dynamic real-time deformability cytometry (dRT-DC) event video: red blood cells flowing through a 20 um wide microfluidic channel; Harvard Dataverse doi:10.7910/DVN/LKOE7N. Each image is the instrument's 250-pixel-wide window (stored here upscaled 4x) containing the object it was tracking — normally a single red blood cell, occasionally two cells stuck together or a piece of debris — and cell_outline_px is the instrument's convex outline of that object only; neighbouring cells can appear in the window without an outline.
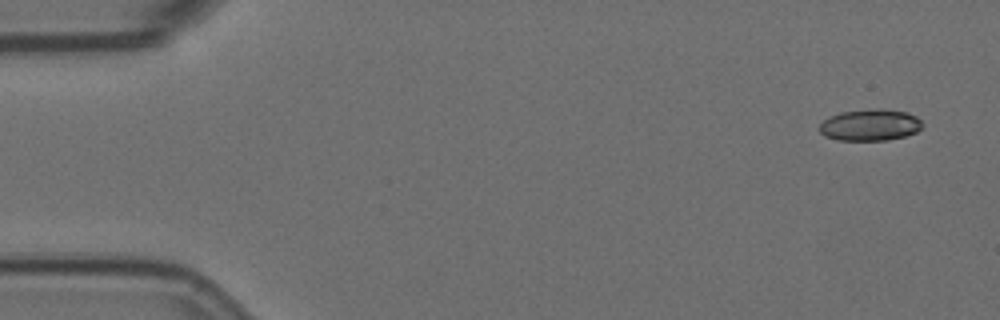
{"species": "Egyptian fruit bat (a non-hibernating species)", "species_latin": "Rousettus aegyptiacus", "temperature_condition": "room temperature", "stored_images_in_passage": 4, "camera_frame_rate_fps": 3000, "um_per_image_px": 0.085, "animal": {"sex": "female"}, "frame": {"image": 1, "passage_image": 1, "time_ms": 0.0, "image_size_px": [1000, 320], "cell_outline_px": [[924, 124], [916, 132], [904, 136], [888, 140], [836, 140], [824, 136], [820, 132], [820, 124], [828, 116], [840, 112], [880, 108], [908, 112], [916, 116]], "centroid_in_image_um": [73.95, 10.62], "position_along_channel_um": 11.0, "area_um2": 19.02}}
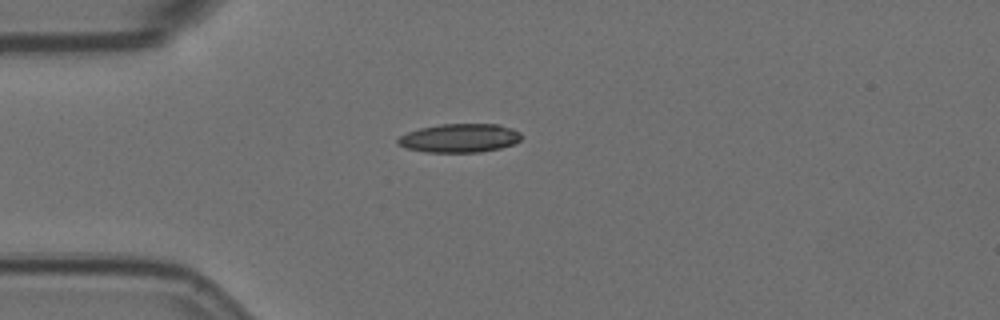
{"frame": {"image": 2, "passage_image": 4, "time_ms": 1.0, "image_size_px": [1000, 320], "cell_outline_px": [[520, 140], [516, 144], [500, 148], [480, 152], [424, 152], [404, 148], [396, 144], [396, 140], [400, 136], [408, 132], [420, 128], [440, 124], [500, 124], [512, 128], [520, 132]], "centroid_in_image_um": [39.05, 11.74], "position_along_channel_um": 45.9, "area_um2": 20.87}}